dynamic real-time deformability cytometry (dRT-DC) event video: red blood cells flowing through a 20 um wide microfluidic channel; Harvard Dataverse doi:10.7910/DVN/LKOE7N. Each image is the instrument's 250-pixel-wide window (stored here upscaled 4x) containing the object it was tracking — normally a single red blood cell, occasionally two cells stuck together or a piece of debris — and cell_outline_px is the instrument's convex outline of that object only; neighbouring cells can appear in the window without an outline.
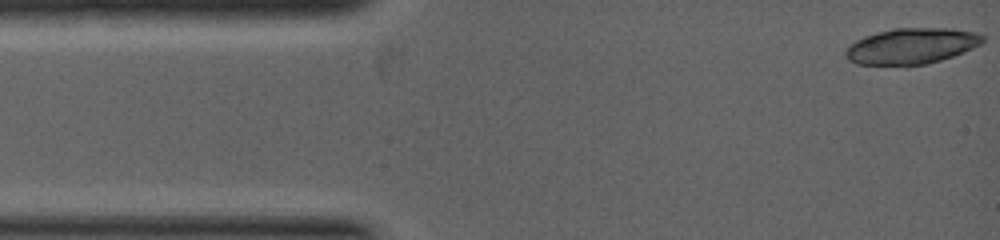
{"species": "common noctule bat (a hibernating species)", "species_latin": "Nyctalus noctula", "temperature_condition": "warm", "stored_images_in_passage": 4, "camera_frame_rate_fps": 5000, "um_per_image_px": 0.085, "animal": {"sex": "female", "body_mass_g": 19.0, "forearm_length_mm": 53.3}, "frame": {"image": 1, "passage_image": 1, "time_ms": 0.0, "image_size_px": [1000, 240], "cell_outline_px": [[984, 40], [980, 44], [964, 52], [928, 64], [856, 64], [848, 60], [844, 56], [844, 52], [848, 44], [864, 36], [896, 28], [952, 28], [976, 32], [984, 36]], "centroid_in_image_um": [77.46, 3.9], "position_along_channel_um": 7.5, "area_um2": 28.5}}